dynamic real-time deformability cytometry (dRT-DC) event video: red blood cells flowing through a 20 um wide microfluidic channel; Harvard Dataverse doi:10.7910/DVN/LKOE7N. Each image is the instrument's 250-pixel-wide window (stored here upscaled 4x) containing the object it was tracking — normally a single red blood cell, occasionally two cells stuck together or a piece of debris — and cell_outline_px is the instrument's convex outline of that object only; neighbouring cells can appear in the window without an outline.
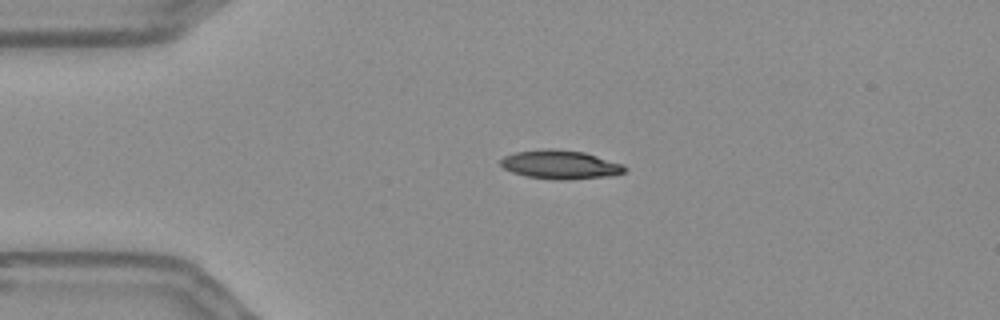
{"species": "Egyptian fruit bat (a non-hibernating species)", "species_latin": "Rousettus aegyptiacus", "temperature_condition": "warm", "stored_images_in_passage": 44, "camera_frame_rate_fps": 3000, "um_per_image_px": 0.085, "frame": {"image": 1, "passage_image": 1, "time_ms": 0.0, "image_size_px": [1000, 320], "cell_outline_px": [[628, 168], [624, 172], [612, 176], [568, 180], [556, 180], [524, 176], [512, 172], [504, 168], [500, 164], [500, 160], [504, 156], [516, 152], [544, 148], [552, 148], [584, 152], [624, 164]], "centroid_in_image_um": [47.64, 13.99], "position_along_channel_um": 37.4, "area_um2": 21.1}}
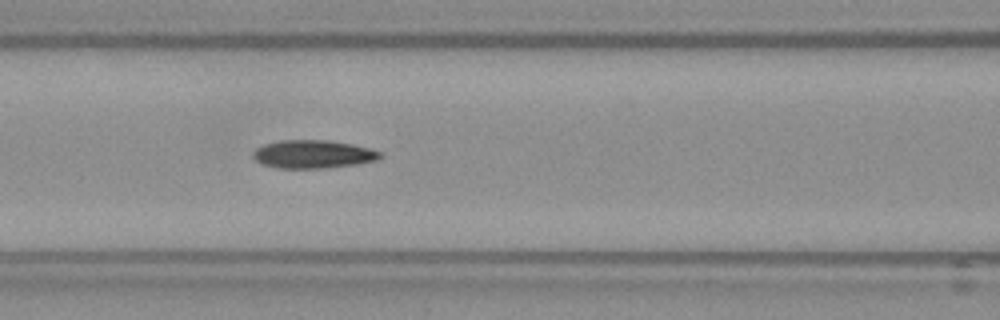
{"frame": {"image": 2, "passage_image": 12, "time_ms": 3.667, "image_size_px": [1000, 320], "cell_outline_px": [[384, 156], [376, 160], [356, 164], [328, 168], [276, 168], [264, 164], [256, 160], [252, 156], [252, 152], [256, 148], [264, 144], [280, 140], [332, 140], [372, 148], [384, 152]], "centroid_in_image_um": [26.66, 13.1], "position_along_channel_um": 139.9, "area_um2": 21.15}}
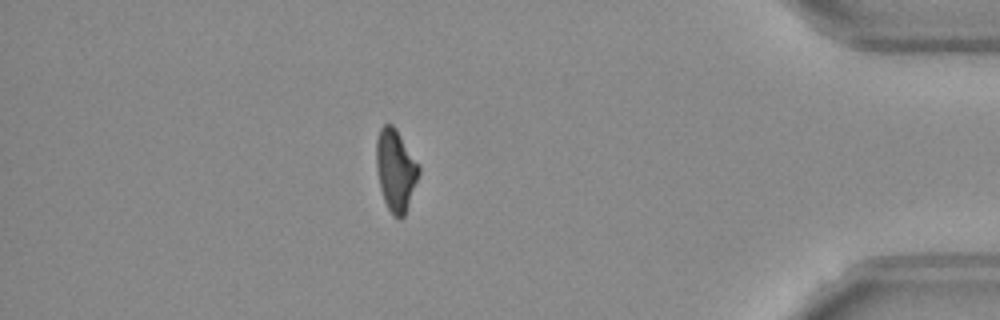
{"frame": {"image": 3, "passage_image": 37, "time_ms": 12.0, "image_size_px": [1000, 320], "cell_outline_px": [[420, 172], [404, 216], [400, 220], [392, 216], [384, 200], [380, 188], [376, 168], [376, 140], [380, 128], [384, 124], [392, 124], [396, 128], [420, 164]], "centroid_in_image_um": [33.63, 14.45], "position_along_channel_um": 401.6, "area_um2": 20.46}, "authors_computed_cell_mechanics": {"area_um2": 20.8369, "velocity_mm_per_s": 3.6546, "shape_relaxation_time_tau1_ms": null, "shape_relaxation_time_tau2_ms": 6.8659, "deformation_change_tau1": null, "deformation_change_tau2": 0.1397}}